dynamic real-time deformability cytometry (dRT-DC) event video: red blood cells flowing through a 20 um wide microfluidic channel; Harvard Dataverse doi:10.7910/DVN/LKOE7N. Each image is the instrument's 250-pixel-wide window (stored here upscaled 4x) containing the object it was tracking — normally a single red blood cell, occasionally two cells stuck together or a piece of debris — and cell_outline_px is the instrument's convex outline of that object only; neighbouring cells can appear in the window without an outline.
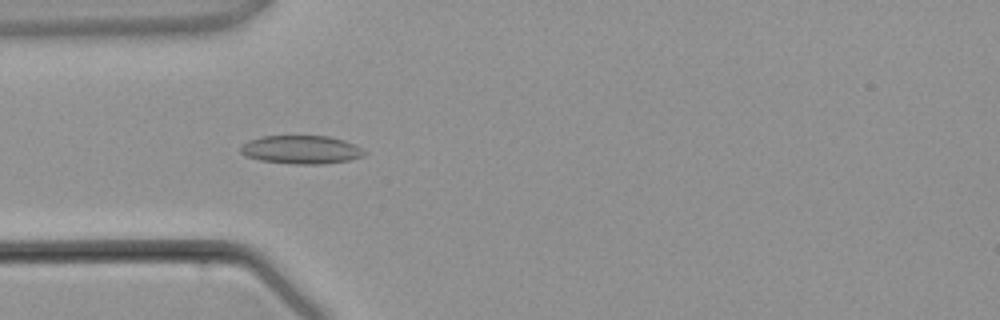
{"species": "common noctule bat (a hibernating species)", "species_latin": "Nyctalus noctula", "temperature_condition": "warm", "stored_images_in_passage": 4, "camera_frame_rate_fps": 3000, "um_per_image_px": 0.085, "animal": {"sex": "male", "body_mass_g": 21.5, "forearm_length_mm": 52.0}, "frame": {"image": 1, "passage_image": 4, "time_ms": 3.667, "image_size_px": [1000, 320], "cell_outline_px": [[368, 152], [364, 156], [348, 160], [324, 164], [296, 164], [260, 160], [244, 156], [240, 152], [240, 148], [248, 140], [264, 136], [328, 136], [344, 140]], "centroid_in_image_um": [25.6, 12.72], "position_along_channel_um": 59.4, "area_um2": 20.4}}